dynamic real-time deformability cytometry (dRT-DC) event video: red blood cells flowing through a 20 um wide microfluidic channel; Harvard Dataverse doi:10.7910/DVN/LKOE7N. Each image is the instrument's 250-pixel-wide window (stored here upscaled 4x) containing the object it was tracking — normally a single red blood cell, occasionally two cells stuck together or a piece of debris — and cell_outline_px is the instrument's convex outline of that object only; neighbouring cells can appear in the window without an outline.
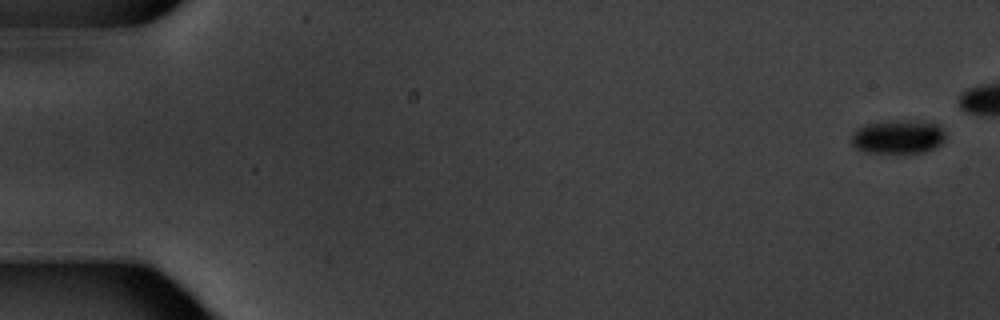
{"species": "common noctule bat (a hibernating species)", "species_latin": "Nyctalus noctula", "temperature_condition": "warm", "stored_images_in_passage": 16, "camera_frame_rate_fps": 3000, "um_per_image_px": 0.085, "animal": {"sex": "male", "body_mass_g": 20.1, "forearm_length_mm": 53.5}, "frame": {"image": 1, "passage_image": 1, "time_ms": 0.0, "image_size_px": [1000, 320], "cell_outline_px": [[944, 140], [936, 148], [924, 152], [868, 152], [856, 148], [852, 144], [852, 132], [856, 128], [868, 124], [892, 120], [940, 124], [944, 132]], "centroid_in_image_um": [76.33, 11.63], "position_along_channel_um": 8.7, "area_um2": 18.21}}
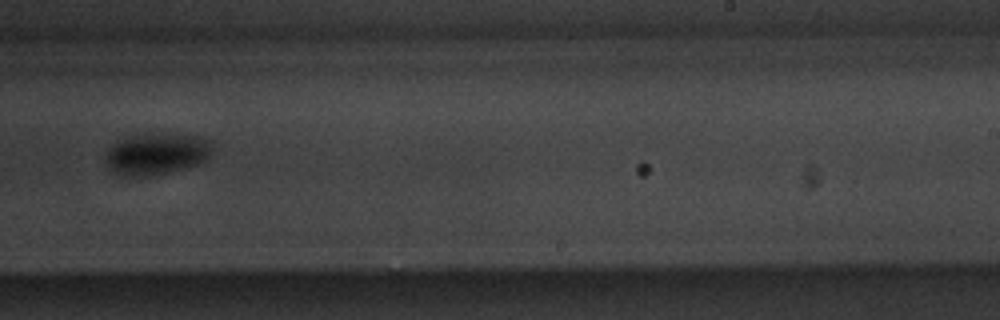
{"frame": {"image": 2, "passage_image": 12, "time_ms": 14.0, "image_size_px": [1000, 320], "cell_outline_px": [[212, 140], [208, 156], [204, 160], [196, 164], [184, 168], [148, 176], [120, 176], [112, 172], [104, 156], [120, 140], [128, 136], [144, 132], [148, 132], [200, 136]], "centroid_in_image_um": [13.29, 13.05], "position_along_channel_um": 275.7, "area_um2": 25.78}}